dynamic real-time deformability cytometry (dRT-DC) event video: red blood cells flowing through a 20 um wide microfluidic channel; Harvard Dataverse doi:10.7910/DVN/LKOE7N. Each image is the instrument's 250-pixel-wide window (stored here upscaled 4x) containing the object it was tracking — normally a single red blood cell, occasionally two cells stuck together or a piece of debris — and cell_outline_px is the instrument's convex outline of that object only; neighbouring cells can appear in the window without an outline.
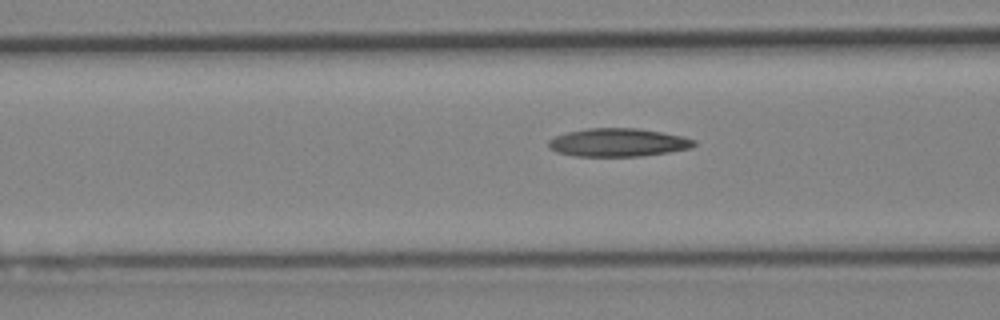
{"species": "Egyptian fruit bat (a non-hibernating species)", "species_latin": "Rousettus aegyptiacus", "temperature_condition": "cold", "stored_images_in_passage": 6, "camera_frame_rate_fps": 3000, "um_per_image_px": 0.085, "animal": {"sex": "female"}, "frame": {"image": 1, "passage_image": 6, "time_ms": 6.0, "image_size_px": [1000, 320], "cell_outline_px": [[696, 144], [692, 148], [668, 152], [640, 156], [576, 156], [556, 152], [548, 148], [548, 140], [556, 136], [568, 132], [588, 128], [640, 128], [684, 136], [696, 140]], "centroid_in_image_um": [52.55, 12.11], "position_along_channel_um": 114.0, "area_um2": 24.04}}